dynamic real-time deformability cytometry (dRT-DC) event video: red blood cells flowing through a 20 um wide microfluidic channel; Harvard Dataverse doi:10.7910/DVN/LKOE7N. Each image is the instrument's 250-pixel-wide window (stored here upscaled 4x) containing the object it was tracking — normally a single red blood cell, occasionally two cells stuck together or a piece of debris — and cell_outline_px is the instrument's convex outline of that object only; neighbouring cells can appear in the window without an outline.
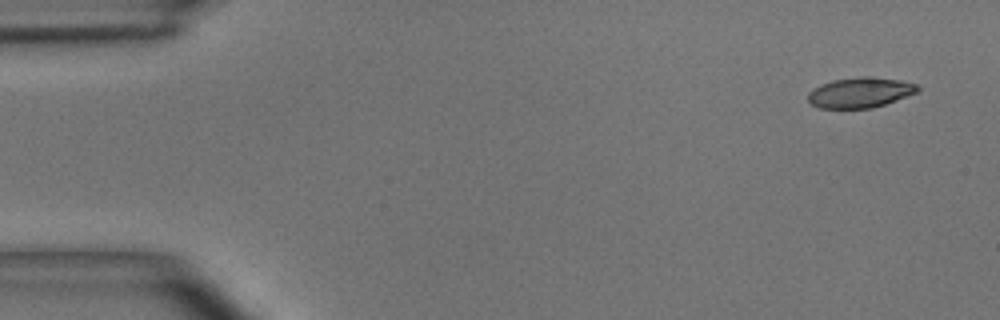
{"species": "common noctule bat (a hibernating species)", "species_latin": "Nyctalus noctula", "temperature_condition": "room temperature", "stored_images_in_passage": 9, "camera_frame_rate_fps": 3000, "um_per_image_px": 0.085, "animal": {"sex": "male", "body_mass_g": 15.6}, "frame": {"image": 1, "passage_image": 1, "time_ms": 0.0, "image_size_px": [1000, 320], "cell_outline_px": [[920, 88], [916, 92], [884, 104], [872, 108], [820, 108], [812, 104], [808, 100], [808, 92], [812, 88], [820, 84], [832, 80], [860, 76], [868, 76], [900, 80], [916, 84]], "centroid_in_image_um": [73.06, 7.85], "position_along_channel_um": 11.9, "area_um2": 19.25}}